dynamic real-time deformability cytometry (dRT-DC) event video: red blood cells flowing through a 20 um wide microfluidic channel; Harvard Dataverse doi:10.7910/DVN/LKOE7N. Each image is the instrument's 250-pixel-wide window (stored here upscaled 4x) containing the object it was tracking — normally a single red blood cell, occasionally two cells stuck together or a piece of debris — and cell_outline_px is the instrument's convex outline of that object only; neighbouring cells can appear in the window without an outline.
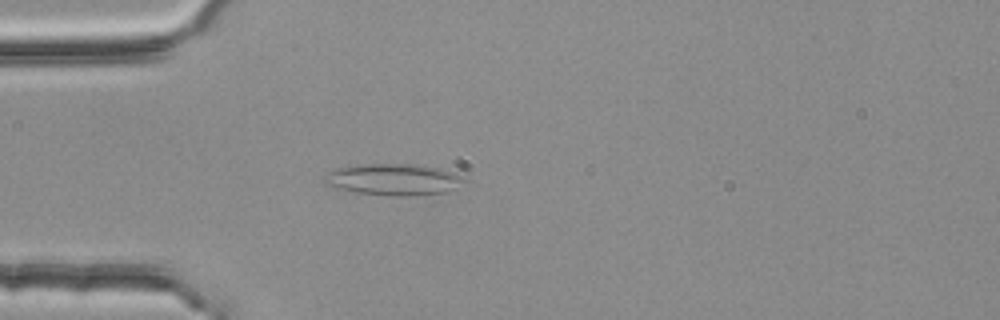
{"species": "common noctule bat (a hibernating species)", "species_latin": "Nyctalus noctula", "temperature_condition": "room temperature", "stored_images_in_passage": 4, "camera_frame_rate_fps": 3000, "um_per_image_px": 0.085, "animal": {"sex": "female", "body_mass_g": 25.1}, "frame": {"image": 1, "passage_image": 4, "time_ms": 1.0, "image_size_px": [1000, 320], "cell_outline_px": [[468, 180], [444, 192], [408, 196], [392, 196], [356, 192], [340, 188], [328, 184], [324, 180], [332, 172], [340, 168], [356, 164], [416, 164], [440, 168], [464, 176]], "centroid_in_image_um": [33.53, 15.25], "position_along_channel_um": 51.5, "area_um2": 25.14}}